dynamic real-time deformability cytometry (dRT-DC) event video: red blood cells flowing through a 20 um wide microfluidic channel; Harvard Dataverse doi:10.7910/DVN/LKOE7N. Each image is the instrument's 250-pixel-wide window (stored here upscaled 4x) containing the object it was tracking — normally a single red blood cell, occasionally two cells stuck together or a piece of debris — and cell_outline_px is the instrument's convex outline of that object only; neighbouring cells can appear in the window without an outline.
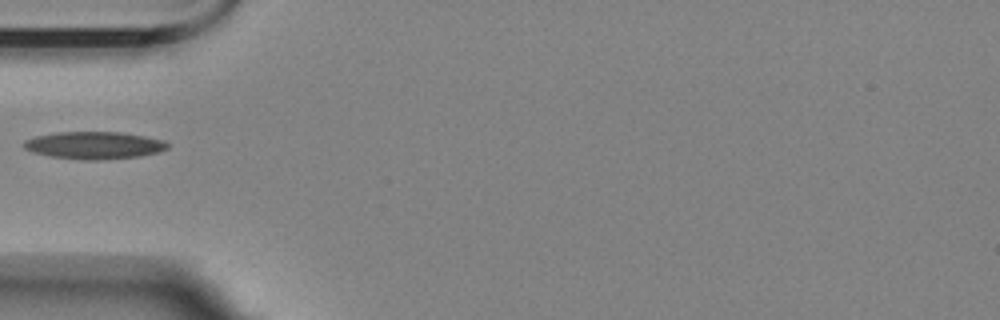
{"species": "Egyptian fruit bat (a non-hibernating species)", "species_latin": "Rousettus aegyptiacus", "temperature_condition": "room temperature", "stored_images_in_passage": 5, "camera_frame_rate_fps": 3000, "um_per_image_px": 0.085, "animal": {"sex": "female"}, "frame": {"image": 1, "passage_image": 1, "time_ms": 0.0, "image_size_px": [1000, 320], "cell_outline_px": [[168, 148], [156, 152], [140, 156], [96, 160], [88, 160], [52, 156], [36, 152], [24, 148], [24, 140], [36, 136], [56, 132], [120, 132], [144, 136], [164, 140], [168, 144]], "centroid_in_image_um": [8.02, 12.34], "position_along_channel_um": 77.0, "area_um2": 22.54}}
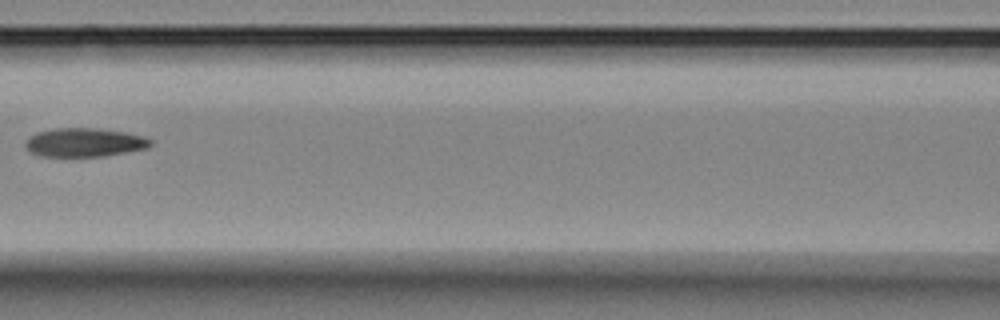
{"frame": {"image": 2, "passage_image": 3, "time_ms": 2.333, "image_size_px": [1000, 320], "cell_outline_px": [[152, 144], [148, 148], [104, 156], [40, 156], [32, 152], [24, 144], [36, 132], [52, 128], [96, 128], [124, 132], [144, 136], [152, 140]], "centroid_in_image_um": [7.21, 12.1], "position_along_channel_um": 159.4, "area_um2": 20.81}}
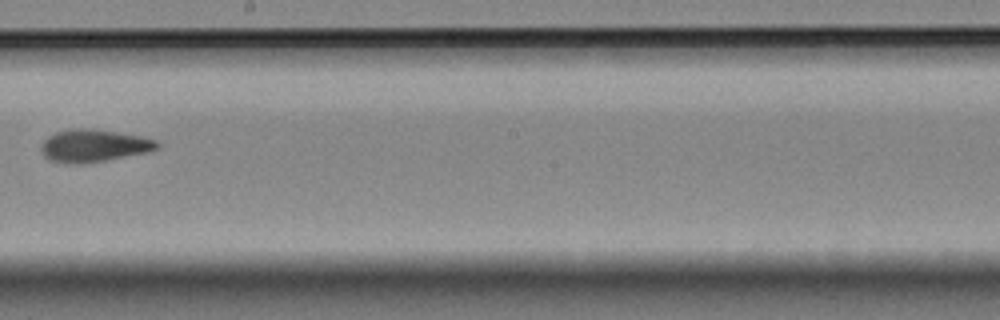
{"frame": {"image": 3, "passage_image": 5, "time_ms": 4.667, "image_size_px": [1000, 320], "cell_outline_px": [[160, 148], [148, 152], [104, 160], [80, 164], [68, 164], [52, 160], [44, 156], [40, 148], [44, 140], [48, 136], [56, 132], [72, 128], [92, 128], [140, 136], [156, 140], [160, 144]], "centroid_in_image_um": [7.97, 12.38], "position_along_channel_um": 240.2, "area_um2": 21.91}}